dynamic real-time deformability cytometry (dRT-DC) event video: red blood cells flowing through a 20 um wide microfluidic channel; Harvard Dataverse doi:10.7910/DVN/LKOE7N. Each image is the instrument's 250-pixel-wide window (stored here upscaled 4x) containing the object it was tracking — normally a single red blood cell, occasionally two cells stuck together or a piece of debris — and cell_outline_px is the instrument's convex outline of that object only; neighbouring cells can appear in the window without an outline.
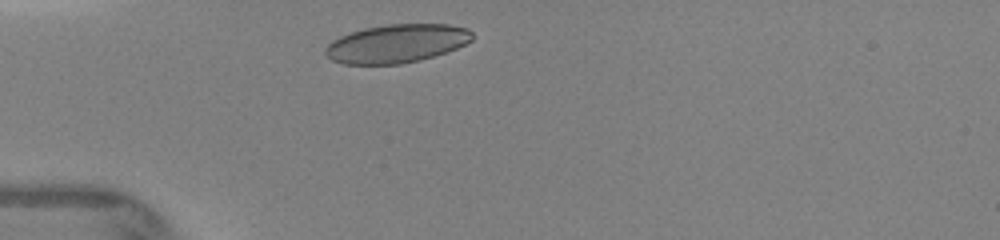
{"species": "human", "species_latin": "Homo sapiens", "temperature_condition": "warm", "stored_images_in_passage": 23, "camera_frame_rate_fps": 3000, "um_per_image_px": 0.085, "donor": {"sex": "female"}, "frame": {"image": 1, "passage_image": 2, "time_ms": 0.333, "image_size_px": [1000, 240], "cell_outline_px": [[472, 40], [456, 48], [420, 60], [400, 64], [344, 64], [332, 60], [324, 52], [324, 48], [332, 40], [340, 36], [364, 28], [388, 24], [448, 24], [468, 28], [472, 32]], "centroid_in_image_um": [33.7, 3.69], "position_along_channel_um": 51.3, "area_um2": 32.77}}
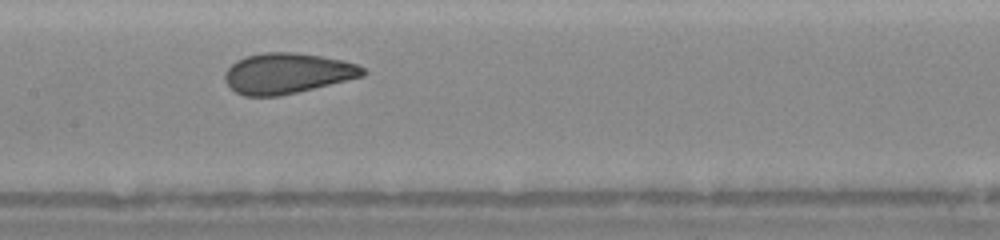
{"frame": {"image": 2, "passage_image": 12, "time_ms": 3.667, "image_size_px": [1000, 240], "cell_outline_px": [[368, 72], [364, 76], [280, 96], [244, 96], [236, 92], [224, 80], [224, 72], [236, 60], [244, 56], [260, 52], [296, 52], [320, 56], [340, 60], [356, 64], [364, 68]], "centroid_in_image_um": [24.39, 6.22], "position_along_channel_um": 183.0, "area_um2": 32.6}}
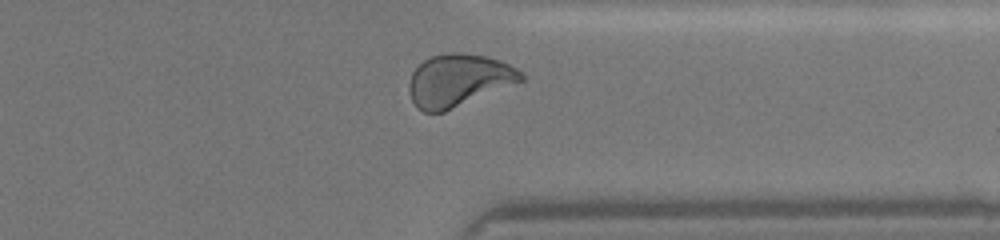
{"frame": {"image": 3, "passage_image": 22, "time_ms": 8.0, "image_size_px": [1000, 240], "cell_outline_px": [[524, 80], [444, 112], [424, 112], [412, 100], [408, 88], [408, 84], [412, 72], [424, 60], [432, 56], [456, 52], [460, 52], [484, 56], [500, 60], [516, 68], [524, 76]], "centroid_in_image_um": [38.97, 6.82], "position_along_channel_um": 372.4, "area_um2": 33.76}}